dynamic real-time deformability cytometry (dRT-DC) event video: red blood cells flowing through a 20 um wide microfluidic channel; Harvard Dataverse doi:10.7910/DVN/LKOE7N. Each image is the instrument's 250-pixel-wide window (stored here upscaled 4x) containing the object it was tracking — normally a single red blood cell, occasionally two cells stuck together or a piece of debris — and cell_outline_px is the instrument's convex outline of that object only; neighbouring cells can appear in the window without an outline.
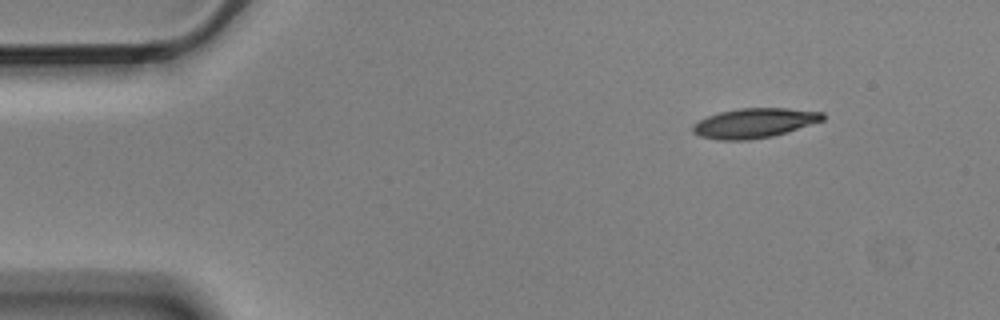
{"species": "Egyptian fruit bat (a non-hibernating species)", "species_latin": "Rousettus aegyptiacus", "temperature_condition": "cold", "stored_images_in_passage": 6, "camera_frame_rate_fps": 3000, "um_per_image_px": 0.085, "animal": {"sex": "male"}, "frame": {"image": 1, "passage_image": 1, "time_ms": 0.0, "image_size_px": [1000, 320], "cell_outline_px": [[824, 120], [772, 136], [748, 140], [716, 140], [700, 136], [692, 132], [692, 124], [708, 116], [720, 112], [740, 108], [788, 108], [824, 112]], "centroid_in_image_um": [64.09, 10.46], "position_along_channel_um": 20.9, "area_um2": 22.37}}
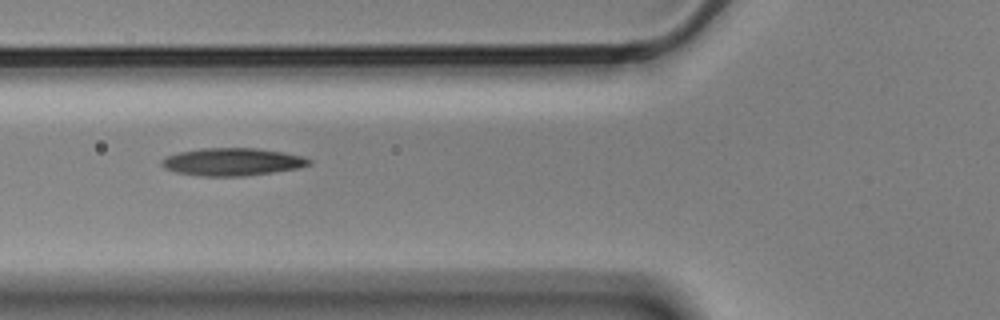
{"frame": {"image": 2, "passage_image": 5, "time_ms": 1.333, "image_size_px": [1000, 320], "cell_outline_px": [[312, 164], [300, 168], [244, 176], [200, 176], [176, 172], [164, 168], [160, 164], [160, 160], [168, 156], [180, 152], [200, 148], [256, 148], [284, 152], [304, 156], [312, 160]], "centroid_in_image_um": [19.77, 13.75], "position_along_channel_um": 106.0, "area_um2": 23.87}}
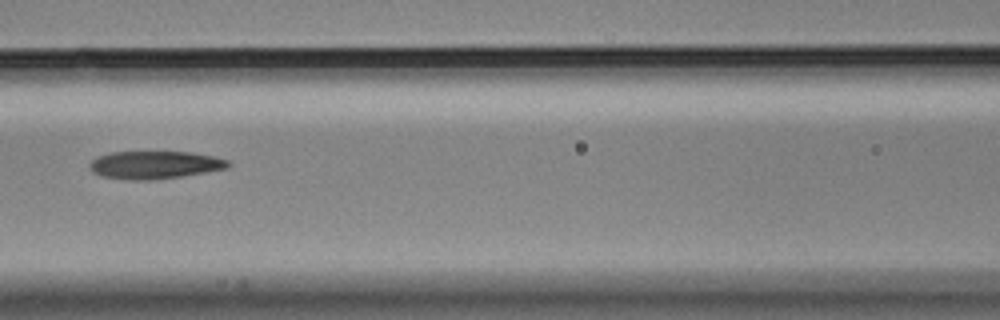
{"frame": {"image": 3, "passage_image": 6, "time_ms": 1.667, "image_size_px": [1000, 320], "cell_outline_px": [[232, 164], [228, 168], [180, 176], [148, 180], [132, 180], [100, 176], [92, 172], [88, 164], [96, 156], [112, 152], [192, 152], [212, 156], [228, 160]], "centroid_in_image_um": [13.12, 14.01], "position_along_channel_um": 153.5, "area_um2": 22.37}}